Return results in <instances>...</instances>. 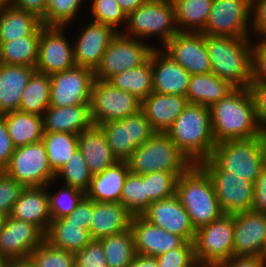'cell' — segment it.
I'll return each instance as SVG.
<instances>
[{"mask_svg":"<svg viewBox=\"0 0 266 267\" xmlns=\"http://www.w3.org/2000/svg\"><path fill=\"white\" fill-rule=\"evenodd\" d=\"M216 143L261 136L248 88H234L210 107Z\"/></svg>","mask_w":266,"mask_h":267,"instance_id":"cell-1","label":"cell"},{"mask_svg":"<svg viewBox=\"0 0 266 267\" xmlns=\"http://www.w3.org/2000/svg\"><path fill=\"white\" fill-rule=\"evenodd\" d=\"M166 133L192 164L210 158L216 145L210 108L203 105L188 103Z\"/></svg>","mask_w":266,"mask_h":267,"instance_id":"cell-2","label":"cell"},{"mask_svg":"<svg viewBox=\"0 0 266 267\" xmlns=\"http://www.w3.org/2000/svg\"><path fill=\"white\" fill-rule=\"evenodd\" d=\"M252 38L205 35L211 72L235 88L251 83Z\"/></svg>","mask_w":266,"mask_h":267,"instance_id":"cell-3","label":"cell"},{"mask_svg":"<svg viewBox=\"0 0 266 267\" xmlns=\"http://www.w3.org/2000/svg\"><path fill=\"white\" fill-rule=\"evenodd\" d=\"M176 195L189 214L195 230L210 224L224 214L210 177L198 164H193L178 177Z\"/></svg>","mask_w":266,"mask_h":267,"instance_id":"cell-4","label":"cell"},{"mask_svg":"<svg viewBox=\"0 0 266 267\" xmlns=\"http://www.w3.org/2000/svg\"><path fill=\"white\" fill-rule=\"evenodd\" d=\"M178 32L172 1L148 0L127 15V23L121 33L150 44L157 38L154 48H162Z\"/></svg>","mask_w":266,"mask_h":267,"instance_id":"cell-5","label":"cell"},{"mask_svg":"<svg viewBox=\"0 0 266 267\" xmlns=\"http://www.w3.org/2000/svg\"><path fill=\"white\" fill-rule=\"evenodd\" d=\"M126 162L130 172L134 174L167 171L174 173L177 177L193 165L166 132H156L149 140L136 148Z\"/></svg>","mask_w":266,"mask_h":267,"instance_id":"cell-6","label":"cell"},{"mask_svg":"<svg viewBox=\"0 0 266 267\" xmlns=\"http://www.w3.org/2000/svg\"><path fill=\"white\" fill-rule=\"evenodd\" d=\"M266 136L231 139L216 143L211 159L230 176H242L255 183L263 171Z\"/></svg>","mask_w":266,"mask_h":267,"instance_id":"cell-7","label":"cell"},{"mask_svg":"<svg viewBox=\"0 0 266 267\" xmlns=\"http://www.w3.org/2000/svg\"><path fill=\"white\" fill-rule=\"evenodd\" d=\"M210 177L219 206L224 214L252 211L254 183L242 176H230L211 158L198 164Z\"/></svg>","mask_w":266,"mask_h":267,"instance_id":"cell-8","label":"cell"},{"mask_svg":"<svg viewBox=\"0 0 266 267\" xmlns=\"http://www.w3.org/2000/svg\"><path fill=\"white\" fill-rule=\"evenodd\" d=\"M153 49V43L149 44L118 32L106 48L99 66L94 71V77L109 81L123 70L144 64L149 59Z\"/></svg>","mask_w":266,"mask_h":267,"instance_id":"cell-9","label":"cell"},{"mask_svg":"<svg viewBox=\"0 0 266 267\" xmlns=\"http://www.w3.org/2000/svg\"><path fill=\"white\" fill-rule=\"evenodd\" d=\"M234 214H223L196 230L195 259L199 263L219 266L233 257Z\"/></svg>","mask_w":266,"mask_h":267,"instance_id":"cell-10","label":"cell"},{"mask_svg":"<svg viewBox=\"0 0 266 267\" xmlns=\"http://www.w3.org/2000/svg\"><path fill=\"white\" fill-rule=\"evenodd\" d=\"M140 110L141 100L136 96L115 88L108 80L94 79L90 99V114L94 126L126 118Z\"/></svg>","mask_w":266,"mask_h":267,"instance_id":"cell-11","label":"cell"},{"mask_svg":"<svg viewBox=\"0 0 266 267\" xmlns=\"http://www.w3.org/2000/svg\"><path fill=\"white\" fill-rule=\"evenodd\" d=\"M99 127L118 161H126L136 148L156 133L141 110L126 118L105 122Z\"/></svg>","mask_w":266,"mask_h":267,"instance_id":"cell-12","label":"cell"},{"mask_svg":"<svg viewBox=\"0 0 266 267\" xmlns=\"http://www.w3.org/2000/svg\"><path fill=\"white\" fill-rule=\"evenodd\" d=\"M3 171L25 188L47 186L55 179L42 141L15 148Z\"/></svg>","mask_w":266,"mask_h":267,"instance_id":"cell-13","label":"cell"},{"mask_svg":"<svg viewBox=\"0 0 266 267\" xmlns=\"http://www.w3.org/2000/svg\"><path fill=\"white\" fill-rule=\"evenodd\" d=\"M251 0H213L205 35L251 38Z\"/></svg>","mask_w":266,"mask_h":267,"instance_id":"cell-14","label":"cell"},{"mask_svg":"<svg viewBox=\"0 0 266 267\" xmlns=\"http://www.w3.org/2000/svg\"><path fill=\"white\" fill-rule=\"evenodd\" d=\"M67 30L70 29L67 27L44 25L40 27L36 71L52 75L75 66L73 41L67 38V32L65 33Z\"/></svg>","mask_w":266,"mask_h":267,"instance_id":"cell-15","label":"cell"},{"mask_svg":"<svg viewBox=\"0 0 266 267\" xmlns=\"http://www.w3.org/2000/svg\"><path fill=\"white\" fill-rule=\"evenodd\" d=\"M50 106L65 107L90 104L94 71L74 66L60 73L50 75Z\"/></svg>","mask_w":266,"mask_h":267,"instance_id":"cell-16","label":"cell"},{"mask_svg":"<svg viewBox=\"0 0 266 267\" xmlns=\"http://www.w3.org/2000/svg\"><path fill=\"white\" fill-rule=\"evenodd\" d=\"M83 26H77L81 30L72 39L74 62L76 66L89 68L93 71L99 66L101 58L117 31L109 26L88 20Z\"/></svg>","mask_w":266,"mask_h":267,"instance_id":"cell-17","label":"cell"},{"mask_svg":"<svg viewBox=\"0 0 266 267\" xmlns=\"http://www.w3.org/2000/svg\"><path fill=\"white\" fill-rule=\"evenodd\" d=\"M161 49L191 75L211 73L203 33L178 32Z\"/></svg>","mask_w":266,"mask_h":267,"instance_id":"cell-18","label":"cell"},{"mask_svg":"<svg viewBox=\"0 0 266 267\" xmlns=\"http://www.w3.org/2000/svg\"><path fill=\"white\" fill-rule=\"evenodd\" d=\"M233 256L262 257L266 248V215L246 211L234 214Z\"/></svg>","mask_w":266,"mask_h":267,"instance_id":"cell-19","label":"cell"},{"mask_svg":"<svg viewBox=\"0 0 266 267\" xmlns=\"http://www.w3.org/2000/svg\"><path fill=\"white\" fill-rule=\"evenodd\" d=\"M141 215L150 223L182 237L186 242H194L196 230L176 194L152 202Z\"/></svg>","mask_w":266,"mask_h":267,"instance_id":"cell-20","label":"cell"},{"mask_svg":"<svg viewBox=\"0 0 266 267\" xmlns=\"http://www.w3.org/2000/svg\"><path fill=\"white\" fill-rule=\"evenodd\" d=\"M44 240L36 225L8 215L0 232V254L10 260L25 259Z\"/></svg>","mask_w":266,"mask_h":267,"instance_id":"cell-21","label":"cell"},{"mask_svg":"<svg viewBox=\"0 0 266 267\" xmlns=\"http://www.w3.org/2000/svg\"><path fill=\"white\" fill-rule=\"evenodd\" d=\"M131 231L134 235L135 252L138 255L157 257L180 247L185 240L150 223L142 215H133Z\"/></svg>","mask_w":266,"mask_h":267,"instance_id":"cell-22","label":"cell"},{"mask_svg":"<svg viewBox=\"0 0 266 267\" xmlns=\"http://www.w3.org/2000/svg\"><path fill=\"white\" fill-rule=\"evenodd\" d=\"M153 92L186 96L191 74L161 48L150 54Z\"/></svg>","mask_w":266,"mask_h":267,"instance_id":"cell-23","label":"cell"},{"mask_svg":"<svg viewBox=\"0 0 266 267\" xmlns=\"http://www.w3.org/2000/svg\"><path fill=\"white\" fill-rule=\"evenodd\" d=\"M187 104L186 96L152 92L141 101V111L156 132H166Z\"/></svg>","mask_w":266,"mask_h":267,"instance_id":"cell-24","label":"cell"},{"mask_svg":"<svg viewBox=\"0 0 266 267\" xmlns=\"http://www.w3.org/2000/svg\"><path fill=\"white\" fill-rule=\"evenodd\" d=\"M9 215L36 225L45 234L52 220L46 186L25 188Z\"/></svg>","mask_w":266,"mask_h":267,"instance_id":"cell-25","label":"cell"},{"mask_svg":"<svg viewBox=\"0 0 266 267\" xmlns=\"http://www.w3.org/2000/svg\"><path fill=\"white\" fill-rule=\"evenodd\" d=\"M42 118L44 132H65L79 135L93 126L90 104L65 107L49 106Z\"/></svg>","mask_w":266,"mask_h":267,"instance_id":"cell-26","label":"cell"},{"mask_svg":"<svg viewBox=\"0 0 266 267\" xmlns=\"http://www.w3.org/2000/svg\"><path fill=\"white\" fill-rule=\"evenodd\" d=\"M133 214L121 203L93 201V219L90 234L93 240H99L130 229Z\"/></svg>","mask_w":266,"mask_h":267,"instance_id":"cell-27","label":"cell"},{"mask_svg":"<svg viewBox=\"0 0 266 267\" xmlns=\"http://www.w3.org/2000/svg\"><path fill=\"white\" fill-rule=\"evenodd\" d=\"M35 67L0 63V115L19 110L25 90Z\"/></svg>","mask_w":266,"mask_h":267,"instance_id":"cell-28","label":"cell"},{"mask_svg":"<svg viewBox=\"0 0 266 267\" xmlns=\"http://www.w3.org/2000/svg\"><path fill=\"white\" fill-rule=\"evenodd\" d=\"M78 149L92 175L103 172L118 161L108 145L105 133L99 126L93 125L78 135Z\"/></svg>","mask_w":266,"mask_h":267,"instance_id":"cell-29","label":"cell"},{"mask_svg":"<svg viewBox=\"0 0 266 267\" xmlns=\"http://www.w3.org/2000/svg\"><path fill=\"white\" fill-rule=\"evenodd\" d=\"M129 172L126 161H117L103 172L92 176L89 188L85 192L86 197L96 202L119 203L122 187Z\"/></svg>","mask_w":266,"mask_h":267,"instance_id":"cell-30","label":"cell"},{"mask_svg":"<svg viewBox=\"0 0 266 267\" xmlns=\"http://www.w3.org/2000/svg\"><path fill=\"white\" fill-rule=\"evenodd\" d=\"M90 230L71 219L51 220L45 241L52 247L76 253L92 241Z\"/></svg>","mask_w":266,"mask_h":267,"instance_id":"cell-31","label":"cell"},{"mask_svg":"<svg viewBox=\"0 0 266 267\" xmlns=\"http://www.w3.org/2000/svg\"><path fill=\"white\" fill-rule=\"evenodd\" d=\"M42 20L36 15L4 3L0 5V44L33 35Z\"/></svg>","mask_w":266,"mask_h":267,"instance_id":"cell-32","label":"cell"},{"mask_svg":"<svg viewBox=\"0 0 266 267\" xmlns=\"http://www.w3.org/2000/svg\"><path fill=\"white\" fill-rule=\"evenodd\" d=\"M233 87L214 73L191 75L186 93L188 103L211 107L220 101Z\"/></svg>","mask_w":266,"mask_h":267,"instance_id":"cell-33","label":"cell"},{"mask_svg":"<svg viewBox=\"0 0 266 267\" xmlns=\"http://www.w3.org/2000/svg\"><path fill=\"white\" fill-rule=\"evenodd\" d=\"M1 116L5 120L8 134L15 148L42 140L44 133L42 116L19 110Z\"/></svg>","mask_w":266,"mask_h":267,"instance_id":"cell-34","label":"cell"},{"mask_svg":"<svg viewBox=\"0 0 266 267\" xmlns=\"http://www.w3.org/2000/svg\"><path fill=\"white\" fill-rule=\"evenodd\" d=\"M179 32L201 33L206 27L213 0H171Z\"/></svg>","mask_w":266,"mask_h":267,"instance_id":"cell-35","label":"cell"},{"mask_svg":"<svg viewBox=\"0 0 266 267\" xmlns=\"http://www.w3.org/2000/svg\"><path fill=\"white\" fill-rule=\"evenodd\" d=\"M40 28L31 36L0 44V63L35 67L38 60Z\"/></svg>","mask_w":266,"mask_h":267,"instance_id":"cell-36","label":"cell"},{"mask_svg":"<svg viewBox=\"0 0 266 267\" xmlns=\"http://www.w3.org/2000/svg\"><path fill=\"white\" fill-rule=\"evenodd\" d=\"M50 75L35 71L20 99L19 111L42 116L50 106Z\"/></svg>","mask_w":266,"mask_h":267,"instance_id":"cell-37","label":"cell"},{"mask_svg":"<svg viewBox=\"0 0 266 267\" xmlns=\"http://www.w3.org/2000/svg\"><path fill=\"white\" fill-rule=\"evenodd\" d=\"M109 81L115 88L126 91L142 101L153 92L150 57L144 64L136 68L123 70Z\"/></svg>","mask_w":266,"mask_h":267,"instance_id":"cell-38","label":"cell"},{"mask_svg":"<svg viewBox=\"0 0 266 267\" xmlns=\"http://www.w3.org/2000/svg\"><path fill=\"white\" fill-rule=\"evenodd\" d=\"M50 169L56 172L78 149V135L65 132H44L42 137Z\"/></svg>","mask_w":266,"mask_h":267,"instance_id":"cell-39","label":"cell"},{"mask_svg":"<svg viewBox=\"0 0 266 267\" xmlns=\"http://www.w3.org/2000/svg\"><path fill=\"white\" fill-rule=\"evenodd\" d=\"M99 241L108 267H128L136 255L131 228L103 237Z\"/></svg>","mask_w":266,"mask_h":267,"instance_id":"cell-40","label":"cell"},{"mask_svg":"<svg viewBox=\"0 0 266 267\" xmlns=\"http://www.w3.org/2000/svg\"><path fill=\"white\" fill-rule=\"evenodd\" d=\"M56 181H51L47 186L49 196V210L52 220H56L71 214L81 200L86 196L85 192L74 187L59 185L56 189ZM54 186L53 191H51ZM59 189V190H58Z\"/></svg>","mask_w":266,"mask_h":267,"instance_id":"cell-41","label":"cell"},{"mask_svg":"<svg viewBox=\"0 0 266 267\" xmlns=\"http://www.w3.org/2000/svg\"><path fill=\"white\" fill-rule=\"evenodd\" d=\"M92 176L81 151L77 149L75 153L71 155V158L67 160L66 164L56 172L54 180L56 184L62 183L63 185L86 192L89 188Z\"/></svg>","mask_w":266,"mask_h":267,"instance_id":"cell-42","label":"cell"},{"mask_svg":"<svg viewBox=\"0 0 266 267\" xmlns=\"http://www.w3.org/2000/svg\"><path fill=\"white\" fill-rule=\"evenodd\" d=\"M86 0H48L44 26L70 27L79 21ZM85 6H84V5ZM83 6V8H82ZM79 13V14H78ZM79 18V19H78ZM78 19V20H77ZM75 21V22H74Z\"/></svg>","mask_w":266,"mask_h":267,"instance_id":"cell-43","label":"cell"},{"mask_svg":"<svg viewBox=\"0 0 266 267\" xmlns=\"http://www.w3.org/2000/svg\"><path fill=\"white\" fill-rule=\"evenodd\" d=\"M119 203L133 215H141L146 210L145 174L128 173Z\"/></svg>","mask_w":266,"mask_h":267,"instance_id":"cell-44","label":"cell"},{"mask_svg":"<svg viewBox=\"0 0 266 267\" xmlns=\"http://www.w3.org/2000/svg\"><path fill=\"white\" fill-rule=\"evenodd\" d=\"M177 179L174 173L167 171L145 174L146 209L152 202L174 196Z\"/></svg>","mask_w":266,"mask_h":267,"instance_id":"cell-45","label":"cell"},{"mask_svg":"<svg viewBox=\"0 0 266 267\" xmlns=\"http://www.w3.org/2000/svg\"><path fill=\"white\" fill-rule=\"evenodd\" d=\"M87 10L91 12L90 20L109 25L117 32H122L126 26L127 15L115 0H90Z\"/></svg>","mask_w":266,"mask_h":267,"instance_id":"cell-46","label":"cell"},{"mask_svg":"<svg viewBox=\"0 0 266 267\" xmlns=\"http://www.w3.org/2000/svg\"><path fill=\"white\" fill-rule=\"evenodd\" d=\"M34 267H74L75 253L52 247L43 241L29 255Z\"/></svg>","mask_w":266,"mask_h":267,"instance_id":"cell-47","label":"cell"},{"mask_svg":"<svg viewBox=\"0 0 266 267\" xmlns=\"http://www.w3.org/2000/svg\"><path fill=\"white\" fill-rule=\"evenodd\" d=\"M159 267H192L195 259L194 242H184L180 247L156 257Z\"/></svg>","mask_w":266,"mask_h":267,"instance_id":"cell-48","label":"cell"},{"mask_svg":"<svg viewBox=\"0 0 266 267\" xmlns=\"http://www.w3.org/2000/svg\"><path fill=\"white\" fill-rule=\"evenodd\" d=\"M25 187L0 170V213L9 215Z\"/></svg>","mask_w":266,"mask_h":267,"instance_id":"cell-49","label":"cell"},{"mask_svg":"<svg viewBox=\"0 0 266 267\" xmlns=\"http://www.w3.org/2000/svg\"><path fill=\"white\" fill-rule=\"evenodd\" d=\"M75 264L93 267H108L101 242L92 240L81 250L75 253Z\"/></svg>","mask_w":266,"mask_h":267,"instance_id":"cell-50","label":"cell"},{"mask_svg":"<svg viewBox=\"0 0 266 267\" xmlns=\"http://www.w3.org/2000/svg\"><path fill=\"white\" fill-rule=\"evenodd\" d=\"M251 95L256 121L263 136H266V84L251 82L248 87Z\"/></svg>","mask_w":266,"mask_h":267,"instance_id":"cell-51","label":"cell"},{"mask_svg":"<svg viewBox=\"0 0 266 267\" xmlns=\"http://www.w3.org/2000/svg\"><path fill=\"white\" fill-rule=\"evenodd\" d=\"M251 82L266 84V40H253Z\"/></svg>","mask_w":266,"mask_h":267,"instance_id":"cell-52","label":"cell"},{"mask_svg":"<svg viewBox=\"0 0 266 267\" xmlns=\"http://www.w3.org/2000/svg\"><path fill=\"white\" fill-rule=\"evenodd\" d=\"M251 11V38L266 40V0H251Z\"/></svg>","mask_w":266,"mask_h":267,"instance_id":"cell-53","label":"cell"},{"mask_svg":"<svg viewBox=\"0 0 266 267\" xmlns=\"http://www.w3.org/2000/svg\"><path fill=\"white\" fill-rule=\"evenodd\" d=\"M59 219L78 221L85 229L90 230L93 219V201L85 196L71 214Z\"/></svg>","mask_w":266,"mask_h":267,"instance_id":"cell-54","label":"cell"},{"mask_svg":"<svg viewBox=\"0 0 266 267\" xmlns=\"http://www.w3.org/2000/svg\"><path fill=\"white\" fill-rule=\"evenodd\" d=\"M15 147L5 124L4 118L0 115V170H3L10 161Z\"/></svg>","mask_w":266,"mask_h":267,"instance_id":"cell-55","label":"cell"},{"mask_svg":"<svg viewBox=\"0 0 266 267\" xmlns=\"http://www.w3.org/2000/svg\"><path fill=\"white\" fill-rule=\"evenodd\" d=\"M48 0H5V3L17 9L36 15L42 21L46 17Z\"/></svg>","mask_w":266,"mask_h":267,"instance_id":"cell-56","label":"cell"},{"mask_svg":"<svg viewBox=\"0 0 266 267\" xmlns=\"http://www.w3.org/2000/svg\"><path fill=\"white\" fill-rule=\"evenodd\" d=\"M252 211L266 215V172L263 170L254 183Z\"/></svg>","mask_w":266,"mask_h":267,"instance_id":"cell-57","label":"cell"},{"mask_svg":"<svg viewBox=\"0 0 266 267\" xmlns=\"http://www.w3.org/2000/svg\"><path fill=\"white\" fill-rule=\"evenodd\" d=\"M218 267H266V262L262 257L233 256Z\"/></svg>","mask_w":266,"mask_h":267,"instance_id":"cell-58","label":"cell"},{"mask_svg":"<svg viewBox=\"0 0 266 267\" xmlns=\"http://www.w3.org/2000/svg\"><path fill=\"white\" fill-rule=\"evenodd\" d=\"M128 267H159L156 257H148L136 254Z\"/></svg>","mask_w":266,"mask_h":267,"instance_id":"cell-59","label":"cell"},{"mask_svg":"<svg viewBox=\"0 0 266 267\" xmlns=\"http://www.w3.org/2000/svg\"><path fill=\"white\" fill-rule=\"evenodd\" d=\"M123 12L128 15L135 11L139 6L145 4L148 0H115Z\"/></svg>","mask_w":266,"mask_h":267,"instance_id":"cell-60","label":"cell"},{"mask_svg":"<svg viewBox=\"0 0 266 267\" xmlns=\"http://www.w3.org/2000/svg\"><path fill=\"white\" fill-rule=\"evenodd\" d=\"M8 267H34L29 258L10 260Z\"/></svg>","mask_w":266,"mask_h":267,"instance_id":"cell-61","label":"cell"},{"mask_svg":"<svg viewBox=\"0 0 266 267\" xmlns=\"http://www.w3.org/2000/svg\"><path fill=\"white\" fill-rule=\"evenodd\" d=\"M10 259L0 254V267H8Z\"/></svg>","mask_w":266,"mask_h":267,"instance_id":"cell-62","label":"cell"},{"mask_svg":"<svg viewBox=\"0 0 266 267\" xmlns=\"http://www.w3.org/2000/svg\"><path fill=\"white\" fill-rule=\"evenodd\" d=\"M6 218H7V215L0 213V232L4 228Z\"/></svg>","mask_w":266,"mask_h":267,"instance_id":"cell-63","label":"cell"},{"mask_svg":"<svg viewBox=\"0 0 266 267\" xmlns=\"http://www.w3.org/2000/svg\"><path fill=\"white\" fill-rule=\"evenodd\" d=\"M192 267H218L216 265L213 264H205V263H195Z\"/></svg>","mask_w":266,"mask_h":267,"instance_id":"cell-64","label":"cell"},{"mask_svg":"<svg viewBox=\"0 0 266 267\" xmlns=\"http://www.w3.org/2000/svg\"><path fill=\"white\" fill-rule=\"evenodd\" d=\"M263 170L266 172V145H265L264 154H263Z\"/></svg>","mask_w":266,"mask_h":267,"instance_id":"cell-65","label":"cell"},{"mask_svg":"<svg viewBox=\"0 0 266 267\" xmlns=\"http://www.w3.org/2000/svg\"><path fill=\"white\" fill-rule=\"evenodd\" d=\"M74 267H93V266H84V265H81V264H74Z\"/></svg>","mask_w":266,"mask_h":267,"instance_id":"cell-66","label":"cell"},{"mask_svg":"<svg viewBox=\"0 0 266 267\" xmlns=\"http://www.w3.org/2000/svg\"><path fill=\"white\" fill-rule=\"evenodd\" d=\"M262 258L265 260V262H266V248H265V250H264V252H263V256H262Z\"/></svg>","mask_w":266,"mask_h":267,"instance_id":"cell-67","label":"cell"},{"mask_svg":"<svg viewBox=\"0 0 266 267\" xmlns=\"http://www.w3.org/2000/svg\"><path fill=\"white\" fill-rule=\"evenodd\" d=\"M5 0H0V5L4 4Z\"/></svg>","mask_w":266,"mask_h":267,"instance_id":"cell-68","label":"cell"}]
</instances>
